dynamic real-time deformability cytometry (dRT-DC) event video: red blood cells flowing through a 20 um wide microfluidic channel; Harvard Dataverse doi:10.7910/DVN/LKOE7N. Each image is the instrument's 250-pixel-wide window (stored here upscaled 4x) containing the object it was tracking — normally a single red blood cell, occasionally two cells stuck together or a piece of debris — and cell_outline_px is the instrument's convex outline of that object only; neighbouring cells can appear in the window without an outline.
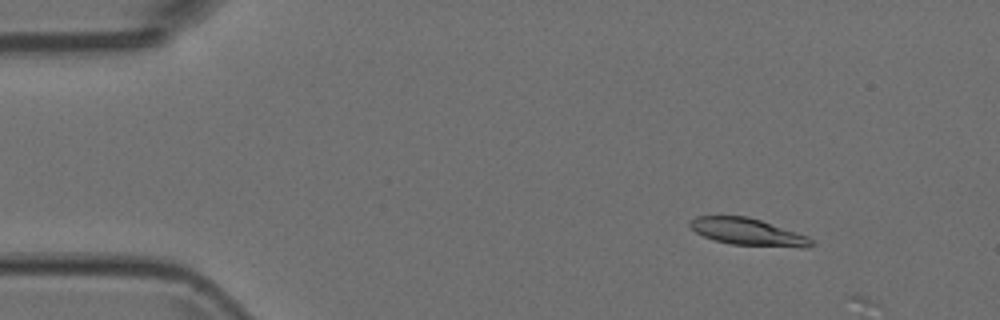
{"species": "Egyptian fruit bat (a non-hibernating species)", "species_latin": "Rousettus aegyptiacus", "temperature_condition": "room temperature", "stored_images_in_passage": 2, "camera_frame_rate_fps": 3000, "um_per_image_px": 0.085, "animal": {"sex": "female"}, "frame": {"image": 1, "passage_image": 1, "time_ms": 0.0, "image_size_px": [1000, 320], "cell_outline_px": [[816, 244], [808, 248], [800, 248], [732, 244], [716, 240], [704, 236], [696, 232], [688, 224], [696, 216], [748, 216], [808, 236]], "centroid_in_image_um": [63.62, 19.72], "position_along_channel_um": 21.4, "area_um2": 19.02}}